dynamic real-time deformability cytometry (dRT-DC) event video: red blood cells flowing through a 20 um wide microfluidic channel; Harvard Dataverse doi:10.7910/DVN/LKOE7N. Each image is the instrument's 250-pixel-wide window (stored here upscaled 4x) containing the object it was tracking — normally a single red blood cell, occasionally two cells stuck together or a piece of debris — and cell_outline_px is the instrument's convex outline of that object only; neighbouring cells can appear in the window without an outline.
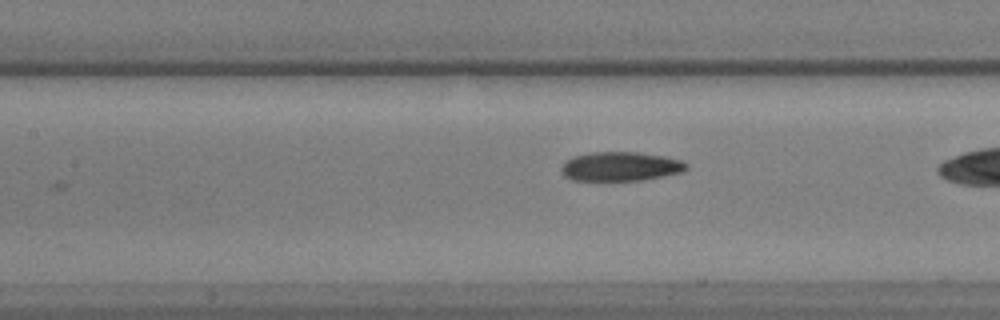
{"species": "common noctule bat (a hibernating species)", "species_latin": "Nyctalus noctula", "temperature_condition": "warm", "stored_images_in_passage": 16, "camera_frame_rate_fps": 3000, "um_per_image_px": 0.085, "animal": {"sex": "male", "body_mass_g": 17.9, "forearm_length_mm": 54.2}, "frame": {"image": 1, "passage_image": 7, "time_ms": 2.0, "image_size_px": [1000, 320], "cell_outline_px": [[688, 168], [684, 172], [640, 180], [572, 180], [564, 176], [560, 168], [568, 160], [576, 156], [592, 152], [640, 152], [664, 156], [680, 160], [688, 164]], "centroid_in_image_um": [52.78, 14.14], "position_along_channel_um": 154.6, "area_um2": 21.1}}
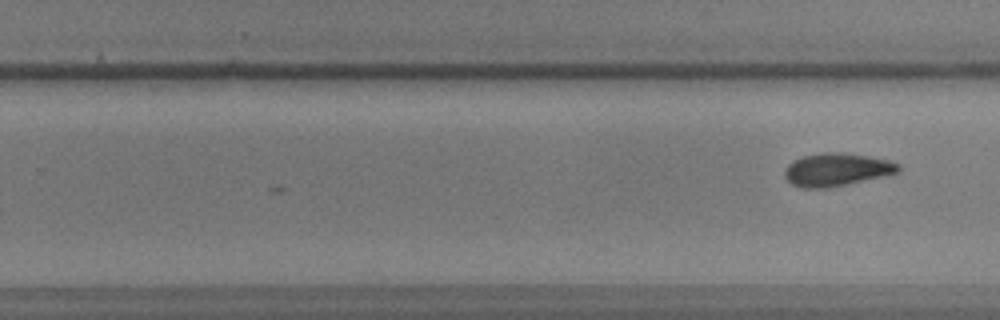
{"frame": {"image": 2, "passage_image": 16, "time_ms": 5.0, "image_size_px": [1000, 320], "cell_outline_px": [[900, 172], [884, 176], [824, 188], [800, 188], [792, 184], [784, 176], [784, 168], [792, 160], [804, 156], [820, 152], [844, 152], [868, 156], [888, 160], [900, 164]], "centroid_in_image_um": [71.09, 14.4], "position_along_channel_um": 258.7, "area_um2": 21.85}}